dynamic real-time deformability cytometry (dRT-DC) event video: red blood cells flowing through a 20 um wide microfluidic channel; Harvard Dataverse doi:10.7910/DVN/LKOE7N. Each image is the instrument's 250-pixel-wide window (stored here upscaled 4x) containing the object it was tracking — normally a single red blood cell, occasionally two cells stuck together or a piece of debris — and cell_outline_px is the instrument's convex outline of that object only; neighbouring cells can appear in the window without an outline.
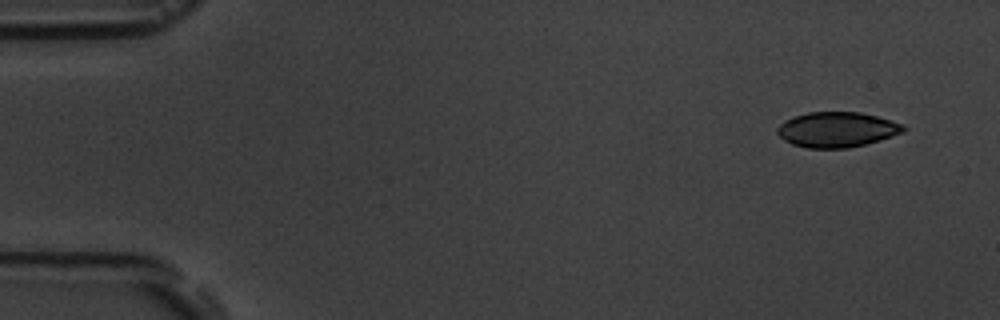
{"species": "common noctule bat (a hibernating species)", "species_latin": "Nyctalus noctula", "temperature_condition": "room temperature", "stored_images_in_passage": 4, "camera_frame_rate_fps": 3000, "um_per_image_px": 0.085, "animal": {"sex": "male", "body_mass_g": 19.5, "forearm_length_mm": 54.6}, "frame": {"image": 1, "passage_image": 1, "time_ms": 0.0, "image_size_px": [1000, 320], "cell_outline_px": [[908, 128], [904, 132], [880, 140], [848, 148], [808, 148], [792, 144], [784, 140], [776, 132], [776, 128], [784, 120], [808, 112], [860, 112], [876, 116], [904, 124]], "centroid_in_image_um": [71.15, 11.01], "position_along_channel_um": 13.9, "area_um2": 25.89}}
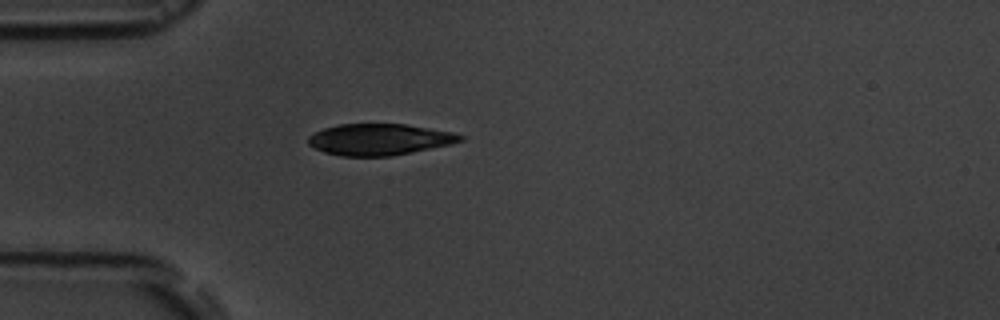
{"frame": {"image": 2, "passage_image": 4, "time_ms": 4.0, "image_size_px": [1000, 320], "cell_outline_px": [[464, 140], [452, 144], [392, 156], [340, 156], [324, 152], [308, 144], [308, 136], [324, 128], [340, 124], [404, 124], [452, 132], [464, 136]], "centroid_in_image_um": [32.25, 11.86], "position_along_channel_um": 52.7, "area_um2": 27.69}}